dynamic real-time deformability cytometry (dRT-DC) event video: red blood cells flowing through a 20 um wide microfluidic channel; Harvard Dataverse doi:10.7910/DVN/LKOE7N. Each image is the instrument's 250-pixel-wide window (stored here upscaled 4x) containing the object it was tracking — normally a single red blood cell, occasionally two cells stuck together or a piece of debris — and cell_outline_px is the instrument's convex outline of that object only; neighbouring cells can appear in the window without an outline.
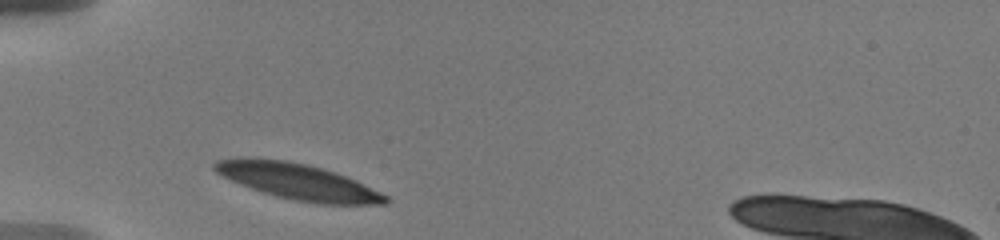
{"species": "human", "species_latin": "Homo sapiens", "temperature_condition": "warm", "stored_images_in_passage": 44, "camera_frame_rate_fps": 3000, "um_per_image_px": 0.085, "donor": {"sex": "male"}, "frame": {"image": 1, "passage_image": 1, "time_ms": 0.0, "image_size_px": [1000, 240], "cell_outline_px": [[392, 200], [388, 204], [316, 204], [276, 196], [240, 184], [216, 172], [212, 168], [212, 164], [216, 160], [240, 156], [256, 156], [284, 160], [308, 164], [336, 172], [356, 180], [388, 196]], "centroid_in_image_um": [25.31, 15.4], "position_along_channel_um": 59.7, "area_um2": 36.18}}
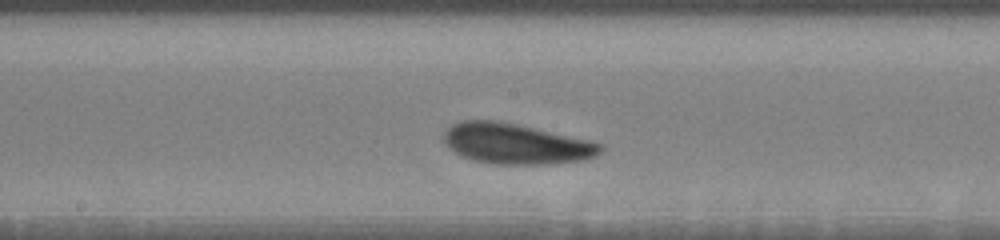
{"frame": {"image": 2, "passage_image": 20, "time_ms": 4.333, "image_size_px": [1000, 240], "cell_outline_px": [[604, 148], [600, 152], [584, 160], [548, 164], [492, 164], [476, 160], [464, 156], [456, 152], [444, 140], [444, 132], [452, 124], [460, 120], [492, 120], [516, 124], [588, 140], [604, 144]], "centroid_in_image_um": [43.87, 12.22], "position_along_channel_um": 204.3, "area_um2": 36.41}}
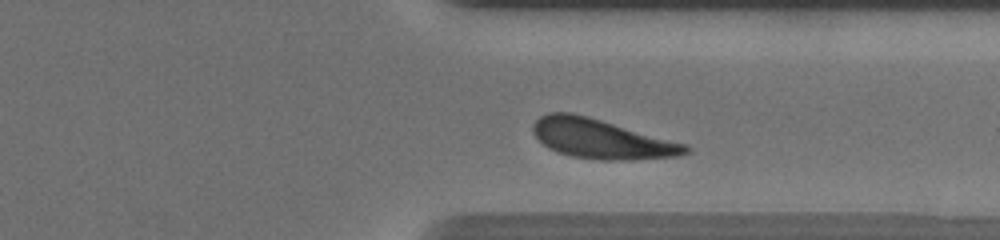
{"frame": {"image": 3, "passage_image": 40, "time_ms": 8.667, "image_size_px": [1000, 240], "cell_outline_px": [[692, 148], [688, 152], [680, 156], [624, 160], [600, 160], [572, 156], [548, 148], [532, 132], [532, 124], [540, 116], [548, 112], [572, 112], [588, 116], [688, 144]], "centroid_in_image_um": [51.14, 11.79], "position_along_channel_um": 360.3, "area_um2": 35.14}, "authors_computed_cell_mechanics": {"area_um2": 36.414, "velocity_mm_per_s": 3.5934, "shape_relaxation_time_tau1_ms": 1.7648, "shape_relaxation_time_tau2_ms": null, "deformation_change_tau1": 0.1138, "deformation_change_tau2": null}}